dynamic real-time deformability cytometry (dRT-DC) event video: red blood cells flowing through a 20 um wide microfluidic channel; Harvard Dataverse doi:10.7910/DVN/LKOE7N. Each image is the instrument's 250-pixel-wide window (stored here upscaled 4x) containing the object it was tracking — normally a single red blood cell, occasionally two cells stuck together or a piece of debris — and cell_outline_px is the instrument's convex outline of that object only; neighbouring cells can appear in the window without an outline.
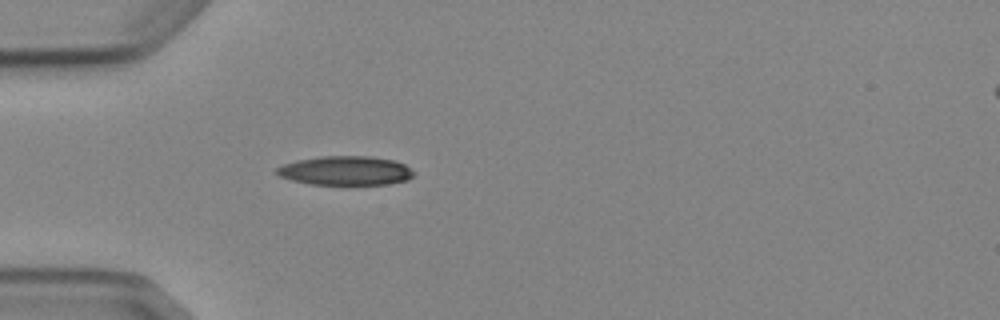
{"species": "Egyptian fruit bat (a non-hibernating species)", "species_latin": "Rousettus aegyptiacus", "temperature_condition": "cold", "stored_images_in_passage": 4, "camera_frame_rate_fps": 3000, "um_per_image_px": 0.085, "animal": {"sex": "female"}, "frame": {"image": 1, "passage_image": 4, "time_ms": 4.333, "image_size_px": [1000, 320], "cell_outline_px": [[416, 172], [408, 180], [388, 184], [312, 184], [292, 180], [280, 176], [272, 172], [276, 168], [284, 164], [296, 160], [324, 156], [372, 156], [396, 160], [404, 164]], "centroid_in_image_um": [29.39, 14.5], "position_along_channel_um": 55.6, "area_um2": 23.35}}